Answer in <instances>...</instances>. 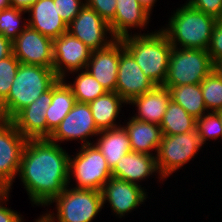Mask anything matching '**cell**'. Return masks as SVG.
Segmentation results:
<instances>
[{
	"instance_id": "1",
	"label": "cell",
	"mask_w": 222,
	"mask_h": 222,
	"mask_svg": "<svg viewBox=\"0 0 222 222\" xmlns=\"http://www.w3.org/2000/svg\"><path fill=\"white\" fill-rule=\"evenodd\" d=\"M68 152L49 139H27L18 176L33 204H48L70 184Z\"/></svg>"
},
{
	"instance_id": "2",
	"label": "cell",
	"mask_w": 222,
	"mask_h": 222,
	"mask_svg": "<svg viewBox=\"0 0 222 222\" xmlns=\"http://www.w3.org/2000/svg\"><path fill=\"white\" fill-rule=\"evenodd\" d=\"M58 79L52 68L20 63L8 97L0 104V118L12 120Z\"/></svg>"
},
{
	"instance_id": "3",
	"label": "cell",
	"mask_w": 222,
	"mask_h": 222,
	"mask_svg": "<svg viewBox=\"0 0 222 222\" xmlns=\"http://www.w3.org/2000/svg\"><path fill=\"white\" fill-rule=\"evenodd\" d=\"M120 40L144 75L156 86L164 85L173 47L165 33L160 29L154 33L131 34Z\"/></svg>"
},
{
	"instance_id": "4",
	"label": "cell",
	"mask_w": 222,
	"mask_h": 222,
	"mask_svg": "<svg viewBox=\"0 0 222 222\" xmlns=\"http://www.w3.org/2000/svg\"><path fill=\"white\" fill-rule=\"evenodd\" d=\"M217 20L185 3L169 18L168 27L161 30L172 46L208 50Z\"/></svg>"
},
{
	"instance_id": "5",
	"label": "cell",
	"mask_w": 222,
	"mask_h": 222,
	"mask_svg": "<svg viewBox=\"0 0 222 222\" xmlns=\"http://www.w3.org/2000/svg\"><path fill=\"white\" fill-rule=\"evenodd\" d=\"M68 187L48 204L56 203V217L50 211L41 217L46 222H92L103 208L101 191Z\"/></svg>"
},
{
	"instance_id": "6",
	"label": "cell",
	"mask_w": 222,
	"mask_h": 222,
	"mask_svg": "<svg viewBox=\"0 0 222 222\" xmlns=\"http://www.w3.org/2000/svg\"><path fill=\"white\" fill-rule=\"evenodd\" d=\"M213 71L207 50L172 47L163 86L200 84Z\"/></svg>"
},
{
	"instance_id": "7",
	"label": "cell",
	"mask_w": 222,
	"mask_h": 222,
	"mask_svg": "<svg viewBox=\"0 0 222 222\" xmlns=\"http://www.w3.org/2000/svg\"><path fill=\"white\" fill-rule=\"evenodd\" d=\"M204 145L197 128L187 133L162 135L155 158L160 179H165L191 160ZM167 176V177H166Z\"/></svg>"
},
{
	"instance_id": "8",
	"label": "cell",
	"mask_w": 222,
	"mask_h": 222,
	"mask_svg": "<svg viewBox=\"0 0 222 222\" xmlns=\"http://www.w3.org/2000/svg\"><path fill=\"white\" fill-rule=\"evenodd\" d=\"M75 177L76 189L101 191L112 177V172L102 153L94 144L82 145L79 153L69 157V177Z\"/></svg>"
},
{
	"instance_id": "9",
	"label": "cell",
	"mask_w": 222,
	"mask_h": 222,
	"mask_svg": "<svg viewBox=\"0 0 222 222\" xmlns=\"http://www.w3.org/2000/svg\"><path fill=\"white\" fill-rule=\"evenodd\" d=\"M26 141L12 120L0 118V179L9 189L18 175Z\"/></svg>"
},
{
	"instance_id": "10",
	"label": "cell",
	"mask_w": 222,
	"mask_h": 222,
	"mask_svg": "<svg viewBox=\"0 0 222 222\" xmlns=\"http://www.w3.org/2000/svg\"><path fill=\"white\" fill-rule=\"evenodd\" d=\"M68 32L92 51L104 49L115 41L109 24L95 10L85 5L68 25ZM107 33L111 34L110 39Z\"/></svg>"
},
{
	"instance_id": "11",
	"label": "cell",
	"mask_w": 222,
	"mask_h": 222,
	"mask_svg": "<svg viewBox=\"0 0 222 222\" xmlns=\"http://www.w3.org/2000/svg\"><path fill=\"white\" fill-rule=\"evenodd\" d=\"M92 50L69 32L53 40V71L59 79H66V72L86 69Z\"/></svg>"
},
{
	"instance_id": "12",
	"label": "cell",
	"mask_w": 222,
	"mask_h": 222,
	"mask_svg": "<svg viewBox=\"0 0 222 222\" xmlns=\"http://www.w3.org/2000/svg\"><path fill=\"white\" fill-rule=\"evenodd\" d=\"M99 133L100 130L94 122L89 104L76 102L71 111L51 134L49 140L58 143L59 141L80 139L82 145H89L93 144V142H89L88 137L98 136Z\"/></svg>"
},
{
	"instance_id": "13",
	"label": "cell",
	"mask_w": 222,
	"mask_h": 222,
	"mask_svg": "<svg viewBox=\"0 0 222 222\" xmlns=\"http://www.w3.org/2000/svg\"><path fill=\"white\" fill-rule=\"evenodd\" d=\"M13 54L20 63L53 68V40L28 25L13 40Z\"/></svg>"
},
{
	"instance_id": "14",
	"label": "cell",
	"mask_w": 222,
	"mask_h": 222,
	"mask_svg": "<svg viewBox=\"0 0 222 222\" xmlns=\"http://www.w3.org/2000/svg\"><path fill=\"white\" fill-rule=\"evenodd\" d=\"M156 85L144 75L133 56L124 49L120 53L115 92L127 104L135 97L152 90Z\"/></svg>"
},
{
	"instance_id": "15",
	"label": "cell",
	"mask_w": 222,
	"mask_h": 222,
	"mask_svg": "<svg viewBox=\"0 0 222 222\" xmlns=\"http://www.w3.org/2000/svg\"><path fill=\"white\" fill-rule=\"evenodd\" d=\"M103 206L108 201L111 210L119 215V218L126 213L136 209L148 198L147 192L141 185L111 177L103 186Z\"/></svg>"
},
{
	"instance_id": "16",
	"label": "cell",
	"mask_w": 222,
	"mask_h": 222,
	"mask_svg": "<svg viewBox=\"0 0 222 222\" xmlns=\"http://www.w3.org/2000/svg\"><path fill=\"white\" fill-rule=\"evenodd\" d=\"M51 101L52 87L12 119L16 129L26 139H47V120L45 116Z\"/></svg>"
},
{
	"instance_id": "17",
	"label": "cell",
	"mask_w": 222,
	"mask_h": 222,
	"mask_svg": "<svg viewBox=\"0 0 222 222\" xmlns=\"http://www.w3.org/2000/svg\"><path fill=\"white\" fill-rule=\"evenodd\" d=\"M124 49L122 41L115 39L108 47L91 52L86 70L107 92H115L120 53Z\"/></svg>"
},
{
	"instance_id": "18",
	"label": "cell",
	"mask_w": 222,
	"mask_h": 222,
	"mask_svg": "<svg viewBox=\"0 0 222 222\" xmlns=\"http://www.w3.org/2000/svg\"><path fill=\"white\" fill-rule=\"evenodd\" d=\"M27 12L31 15L26 20L28 26L52 40L68 32V26L58 14L54 0H38Z\"/></svg>"
},
{
	"instance_id": "19",
	"label": "cell",
	"mask_w": 222,
	"mask_h": 222,
	"mask_svg": "<svg viewBox=\"0 0 222 222\" xmlns=\"http://www.w3.org/2000/svg\"><path fill=\"white\" fill-rule=\"evenodd\" d=\"M150 13L137 0H116L115 17L109 23L112 36L121 39L130 35L128 29L144 28L149 22Z\"/></svg>"
},
{
	"instance_id": "20",
	"label": "cell",
	"mask_w": 222,
	"mask_h": 222,
	"mask_svg": "<svg viewBox=\"0 0 222 222\" xmlns=\"http://www.w3.org/2000/svg\"><path fill=\"white\" fill-rule=\"evenodd\" d=\"M155 156L130 151L117 161L111 170L112 177L138 184L139 181L146 179L155 172L159 173L160 176Z\"/></svg>"
},
{
	"instance_id": "21",
	"label": "cell",
	"mask_w": 222,
	"mask_h": 222,
	"mask_svg": "<svg viewBox=\"0 0 222 222\" xmlns=\"http://www.w3.org/2000/svg\"><path fill=\"white\" fill-rule=\"evenodd\" d=\"M170 100L169 88L159 85L133 98L128 104L137 107L138 115L135 114L133 118L160 125Z\"/></svg>"
},
{
	"instance_id": "22",
	"label": "cell",
	"mask_w": 222,
	"mask_h": 222,
	"mask_svg": "<svg viewBox=\"0 0 222 222\" xmlns=\"http://www.w3.org/2000/svg\"><path fill=\"white\" fill-rule=\"evenodd\" d=\"M124 128L128 133L132 151L153 155L150 150H155L157 153L162 138L159 124L140 121L132 117Z\"/></svg>"
},
{
	"instance_id": "23",
	"label": "cell",
	"mask_w": 222,
	"mask_h": 222,
	"mask_svg": "<svg viewBox=\"0 0 222 222\" xmlns=\"http://www.w3.org/2000/svg\"><path fill=\"white\" fill-rule=\"evenodd\" d=\"M99 134L100 138L94 145L102 153L108 167L112 170L118 160L132 151L128 133L120 124L118 128L101 130Z\"/></svg>"
},
{
	"instance_id": "24",
	"label": "cell",
	"mask_w": 222,
	"mask_h": 222,
	"mask_svg": "<svg viewBox=\"0 0 222 222\" xmlns=\"http://www.w3.org/2000/svg\"><path fill=\"white\" fill-rule=\"evenodd\" d=\"M76 99L65 79H58L52 86V101L46 110L47 139L71 111Z\"/></svg>"
},
{
	"instance_id": "25",
	"label": "cell",
	"mask_w": 222,
	"mask_h": 222,
	"mask_svg": "<svg viewBox=\"0 0 222 222\" xmlns=\"http://www.w3.org/2000/svg\"><path fill=\"white\" fill-rule=\"evenodd\" d=\"M123 103L127 104V102L116 92H106L88 103L94 122L100 131L120 127L118 124H115L117 123L115 121Z\"/></svg>"
},
{
	"instance_id": "26",
	"label": "cell",
	"mask_w": 222,
	"mask_h": 222,
	"mask_svg": "<svg viewBox=\"0 0 222 222\" xmlns=\"http://www.w3.org/2000/svg\"><path fill=\"white\" fill-rule=\"evenodd\" d=\"M169 88L171 100L182 106L195 119L209 112L205 106L200 84L164 86Z\"/></svg>"
},
{
	"instance_id": "27",
	"label": "cell",
	"mask_w": 222,
	"mask_h": 222,
	"mask_svg": "<svg viewBox=\"0 0 222 222\" xmlns=\"http://www.w3.org/2000/svg\"><path fill=\"white\" fill-rule=\"evenodd\" d=\"M162 135L187 133L196 128V119L179 104L170 100L160 123Z\"/></svg>"
},
{
	"instance_id": "28",
	"label": "cell",
	"mask_w": 222,
	"mask_h": 222,
	"mask_svg": "<svg viewBox=\"0 0 222 222\" xmlns=\"http://www.w3.org/2000/svg\"><path fill=\"white\" fill-rule=\"evenodd\" d=\"M67 85L72 90L76 102L80 103H89L107 92L86 69L78 73L73 84L68 83Z\"/></svg>"
},
{
	"instance_id": "29",
	"label": "cell",
	"mask_w": 222,
	"mask_h": 222,
	"mask_svg": "<svg viewBox=\"0 0 222 222\" xmlns=\"http://www.w3.org/2000/svg\"><path fill=\"white\" fill-rule=\"evenodd\" d=\"M205 106L210 112L222 110V79L212 71L201 83Z\"/></svg>"
},
{
	"instance_id": "30",
	"label": "cell",
	"mask_w": 222,
	"mask_h": 222,
	"mask_svg": "<svg viewBox=\"0 0 222 222\" xmlns=\"http://www.w3.org/2000/svg\"><path fill=\"white\" fill-rule=\"evenodd\" d=\"M22 14L25 11L12 7L0 10V34L13 41L28 25L24 22L20 26Z\"/></svg>"
},
{
	"instance_id": "31",
	"label": "cell",
	"mask_w": 222,
	"mask_h": 222,
	"mask_svg": "<svg viewBox=\"0 0 222 222\" xmlns=\"http://www.w3.org/2000/svg\"><path fill=\"white\" fill-rule=\"evenodd\" d=\"M196 128L203 144L207 139H222V121L218 112H208L196 119Z\"/></svg>"
},
{
	"instance_id": "32",
	"label": "cell",
	"mask_w": 222,
	"mask_h": 222,
	"mask_svg": "<svg viewBox=\"0 0 222 222\" xmlns=\"http://www.w3.org/2000/svg\"><path fill=\"white\" fill-rule=\"evenodd\" d=\"M19 65L14 54L0 60V104L8 97Z\"/></svg>"
},
{
	"instance_id": "33",
	"label": "cell",
	"mask_w": 222,
	"mask_h": 222,
	"mask_svg": "<svg viewBox=\"0 0 222 222\" xmlns=\"http://www.w3.org/2000/svg\"><path fill=\"white\" fill-rule=\"evenodd\" d=\"M82 0H54L55 8L62 20L68 26L84 7Z\"/></svg>"
},
{
	"instance_id": "34",
	"label": "cell",
	"mask_w": 222,
	"mask_h": 222,
	"mask_svg": "<svg viewBox=\"0 0 222 222\" xmlns=\"http://www.w3.org/2000/svg\"><path fill=\"white\" fill-rule=\"evenodd\" d=\"M85 6L95 10L108 24L115 17L116 0H84Z\"/></svg>"
},
{
	"instance_id": "35",
	"label": "cell",
	"mask_w": 222,
	"mask_h": 222,
	"mask_svg": "<svg viewBox=\"0 0 222 222\" xmlns=\"http://www.w3.org/2000/svg\"><path fill=\"white\" fill-rule=\"evenodd\" d=\"M191 7L220 19L222 16V0H187Z\"/></svg>"
},
{
	"instance_id": "36",
	"label": "cell",
	"mask_w": 222,
	"mask_h": 222,
	"mask_svg": "<svg viewBox=\"0 0 222 222\" xmlns=\"http://www.w3.org/2000/svg\"><path fill=\"white\" fill-rule=\"evenodd\" d=\"M207 51L213 63L222 58V20L220 19L215 24Z\"/></svg>"
},
{
	"instance_id": "37",
	"label": "cell",
	"mask_w": 222,
	"mask_h": 222,
	"mask_svg": "<svg viewBox=\"0 0 222 222\" xmlns=\"http://www.w3.org/2000/svg\"><path fill=\"white\" fill-rule=\"evenodd\" d=\"M8 196L9 194L3 199H0V222H23L22 217L17 211L15 212L10 208L3 206V203L6 204V201H8Z\"/></svg>"
},
{
	"instance_id": "38",
	"label": "cell",
	"mask_w": 222,
	"mask_h": 222,
	"mask_svg": "<svg viewBox=\"0 0 222 222\" xmlns=\"http://www.w3.org/2000/svg\"><path fill=\"white\" fill-rule=\"evenodd\" d=\"M13 54V41L0 34V60Z\"/></svg>"
},
{
	"instance_id": "39",
	"label": "cell",
	"mask_w": 222,
	"mask_h": 222,
	"mask_svg": "<svg viewBox=\"0 0 222 222\" xmlns=\"http://www.w3.org/2000/svg\"><path fill=\"white\" fill-rule=\"evenodd\" d=\"M37 1L38 0H10V7L27 13L28 9Z\"/></svg>"
},
{
	"instance_id": "40",
	"label": "cell",
	"mask_w": 222,
	"mask_h": 222,
	"mask_svg": "<svg viewBox=\"0 0 222 222\" xmlns=\"http://www.w3.org/2000/svg\"><path fill=\"white\" fill-rule=\"evenodd\" d=\"M141 6L151 14L152 7L156 0H137Z\"/></svg>"
},
{
	"instance_id": "41",
	"label": "cell",
	"mask_w": 222,
	"mask_h": 222,
	"mask_svg": "<svg viewBox=\"0 0 222 222\" xmlns=\"http://www.w3.org/2000/svg\"><path fill=\"white\" fill-rule=\"evenodd\" d=\"M213 71L222 79V58L213 63Z\"/></svg>"
},
{
	"instance_id": "42",
	"label": "cell",
	"mask_w": 222,
	"mask_h": 222,
	"mask_svg": "<svg viewBox=\"0 0 222 222\" xmlns=\"http://www.w3.org/2000/svg\"><path fill=\"white\" fill-rule=\"evenodd\" d=\"M10 192L9 187L0 179V199L6 197Z\"/></svg>"
},
{
	"instance_id": "43",
	"label": "cell",
	"mask_w": 222,
	"mask_h": 222,
	"mask_svg": "<svg viewBox=\"0 0 222 222\" xmlns=\"http://www.w3.org/2000/svg\"><path fill=\"white\" fill-rule=\"evenodd\" d=\"M10 7V0H0V10Z\"/></svg>"
},
{
	"instance_id": "44",
	"label": "cell",
	"mask_w": 222,
	"mask_h": 222,
	"mask_svg": "<svg viewBox=\"0 0 222 222\" xmlns=\"http://www.w3.org/2000/svg\"><path fill=\"white\" fill-rule=\"evenodd\" d=\"M36 222H46L42 217L36 220Z\"/></svg>"
},
{
	"instance_id": "45",
	"label": "cell",
	"mask_w": 222,
	"mask_h": 222,
	"mask_svg": "<svg viewBox=\"0 0 222 222\" xmlns=\"http://www.w3.org/2000/svg\"><path fill=\"white\" fill-rule=\"evenodd\" d=\"M219 115H220V119L222 121V110L218 111Z\"/></svg>"
}]
</instances>
